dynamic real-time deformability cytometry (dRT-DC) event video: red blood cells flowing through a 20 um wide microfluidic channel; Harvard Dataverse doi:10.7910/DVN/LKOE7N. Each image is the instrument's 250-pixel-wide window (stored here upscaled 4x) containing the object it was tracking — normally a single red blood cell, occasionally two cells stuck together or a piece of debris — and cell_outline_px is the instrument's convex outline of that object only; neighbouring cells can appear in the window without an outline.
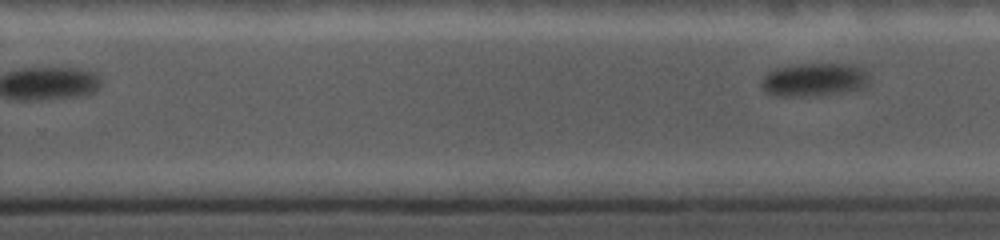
{"species": "common noctule bat (a hibernating species)", "species_latin": "Nyctalus noctula", "temperature_condition": "cold", "stored_images_in_passage": 16, "segment_of_instrument_passage": [2, 2], "camera_frame_rate_fps": 5000, "um_per_image_px": 0.085, "animal": {"sex": "female", "body_mass_g": 19.0, "forearm_length_mm": 56.7}, "frame": {"image": 1, "passage_image": 16, "time_ms": 9.4, "image_size_px": [1000, 240], "cell_outline_px": [[868, 80], [860, 88], [820, 96], [776, 96], [768, 92], [760, 84], [764, 76], [768, 72], [776, 68], [800, 64], [856, 64], [864, 68], [868, 76]], "centroid_in_image_um": [69.2, 6.76], "position_along_channel_um": 260.6, "area_um2": 20.75}}